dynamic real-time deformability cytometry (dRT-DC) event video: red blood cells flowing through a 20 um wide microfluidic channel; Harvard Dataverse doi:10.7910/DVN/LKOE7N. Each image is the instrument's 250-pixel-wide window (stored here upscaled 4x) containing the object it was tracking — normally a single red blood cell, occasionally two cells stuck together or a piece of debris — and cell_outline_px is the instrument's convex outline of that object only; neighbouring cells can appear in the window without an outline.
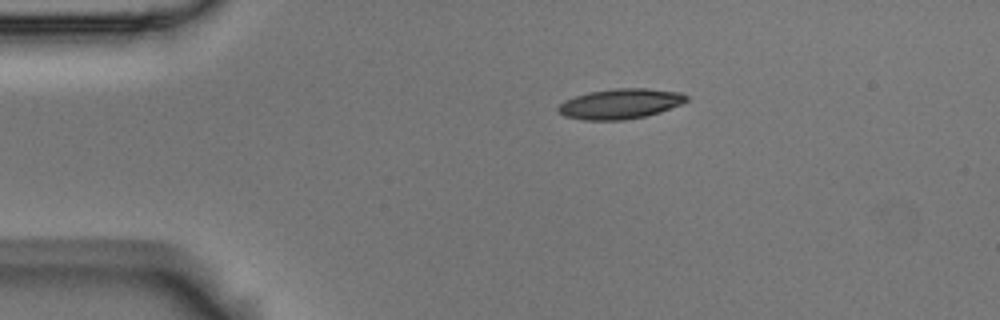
{"species": "Egyptian fruit bat (a non-hibernating species)", "species_latin": "Rousettus aegyptiacus", "temperature_condition": "room temperature", "stored_images_in_passage": 6, "camera_frame_rate_fps": 3000, "um_per_image_px": 0.085, "animal": {"sex": "male"}, "frame": {"image": 1, "passage_image": 1, "time_ms": 0.0, "image_size_px": [1000, 320], "cell_outline_px": [[688, 100], [680, 104], [660, 112], [644, 116], [624, 120], [584, 120], [564, 116], [556, 108], [564, 100], [588, 92], [616, 88], [648, 88], [680, 92], [688, 96]], "centroid_in_image_um": [52.71, 8.82], "position_along_channel_um": 32.3, "area_um2": 22.48}}
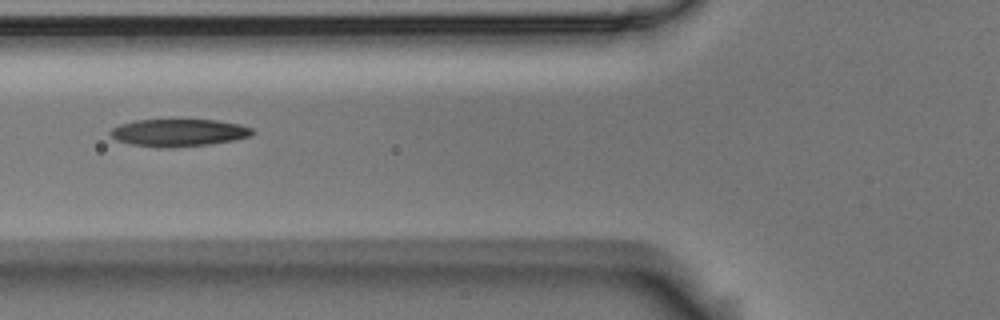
{"frame": {"image": 2, "passage_image": 4, "time_ms": 1.0, "image_size_px": [1000, 320], "cell_outline_px": [[256, 132], [252, 136], [236, 140], [208, 144], [172, 148], [156, 148], [132, 144], [116, 140], [108, 132], [112, 128], [120, 124], [132, 120], [216, 120], [240, 124], [252, 128]], "centroid_in_image_um": [15.2, 11.28], "position_along_channel_um": 110.6, "area_um2": 22.95}}
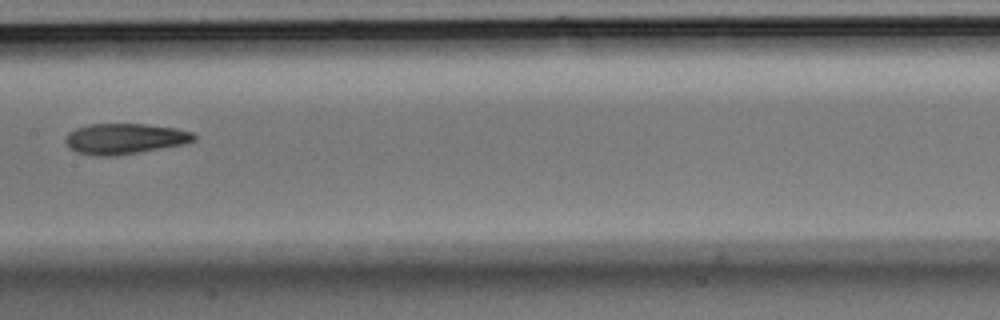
{"frame": {"image": 3, "passage_image": 6, "time_ms": 1.667, "image_size_px": [1000, 320], "cell_outline_px": [[196, 140], [184, 144], [140, 152], [116, 156], [96, 156], [76, 152], [68, 148], [64, 140], [68, 132], [76, 128], [88, 124], [144, 124], [176, 128], [192, 132], [196, 136]], "centroid_in_image_um": [10.57, 11.8], "position_along_channel_um": 196.8, "area_um2": 23.12}}